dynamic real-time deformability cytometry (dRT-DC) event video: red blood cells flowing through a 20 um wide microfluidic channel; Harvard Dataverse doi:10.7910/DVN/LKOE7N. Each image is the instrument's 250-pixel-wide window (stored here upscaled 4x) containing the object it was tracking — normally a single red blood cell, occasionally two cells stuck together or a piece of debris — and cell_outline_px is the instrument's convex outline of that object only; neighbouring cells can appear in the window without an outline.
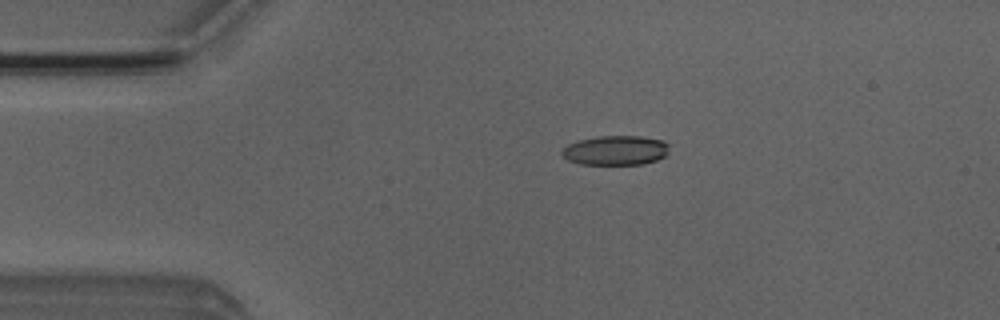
{"species": "Egyptian fruit bat (a non-hibernating species)", "species_latin": "Rousettus aegyptiacus", "temperature_condition": "room temperature", "stored_images_in_passage": 46, "camera_frame_rate_fps": 3000, "um_per_image_px": 0.085, "animal": {"sex": "male"}, "frame": {"image": 1, "passage_image": 5, "time_ms": 1.333, "image_size_px": [1000, 320], "cell_outline_px": [[668, 152], [664, 156], [656, 160], [644, 164], [580, 164], [568, 160], [560, 152], [568, 144], [580, 140], [596, 136], [640, 136], [664, 140], [668, 144]], "centroid_in_image_um": [52.34, 12.77], "position_along_channel_um": 32.7, "area_um2": 18.44}}
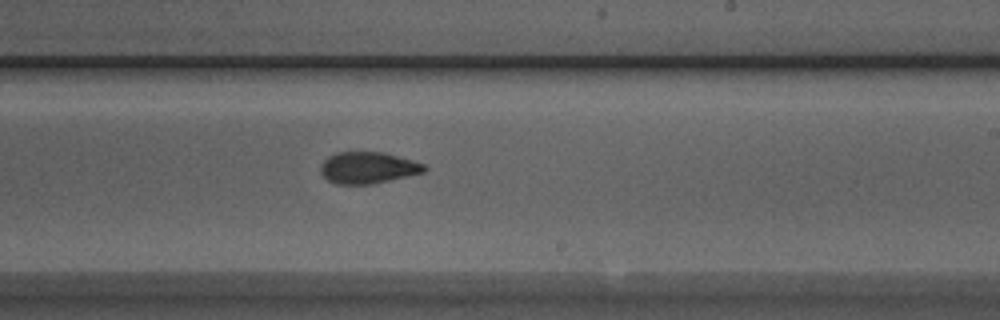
{"frame": {"image": 2, "passage_image": 25, "time_ms": 8.0, "image_size_px": [1000, 320], "cell_outline_px": [[428, 168], [424, 172], [372, 184], [336, 184], [328, 180], [320, 172], [320, 164], [328, 156], [336, 152], [384, 152], [412, 160], [424, 164]], "centroid_in_image_um": [31.25, 14.25], "position_along_channel_um": 257.7, "area_um2": 19.07}}
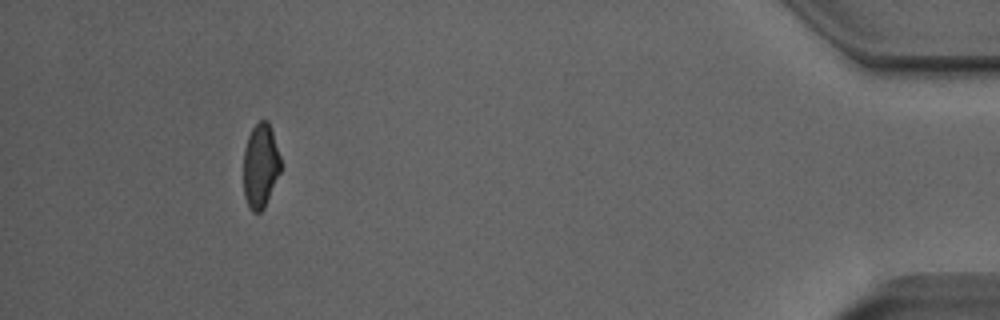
{"frame": {"image": 3, "passage_image": 42, "time_ms": 13.667, "image_size_px": [1000, 320], "cell_outline_px": [[280, 172], [264, 208], [260, 212], [252, 212], [244, 196], [244, 148], [248, 136], [252, 128], [260, 120], [268, 120], [280, 156]], "centroid_in_image_um": [22.13, 14.09], "position_along_channel_um": 413.1, "area_um2": 18.09}, "authors_computed_cell_mechanics": {"area_um2": 19.5653, "velocity_mm_per_s": 3.9875, "shape_relaxation_time_tau1_ms": 4.813, "shape_relaxation_time_tau2_ms": 2.7245, "deformation_change_tau1": 0.1489, "deformation_change_tau2": 0.0797}}